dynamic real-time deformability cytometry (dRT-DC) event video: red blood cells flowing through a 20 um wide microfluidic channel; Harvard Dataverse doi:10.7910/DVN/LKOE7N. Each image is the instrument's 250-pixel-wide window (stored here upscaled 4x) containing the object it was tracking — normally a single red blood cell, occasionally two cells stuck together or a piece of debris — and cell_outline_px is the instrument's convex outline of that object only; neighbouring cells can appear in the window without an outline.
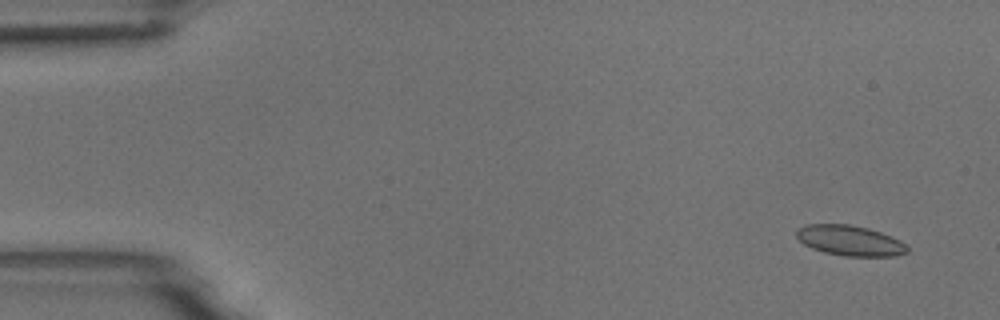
{"species": "common noctule bat (a hibernating species)", "species_latin": "Nyctalus noctula", "temperature_condition": "room temperature", "stored_images_in_passage": 5, "camera_frame_rate_fps": 3000, "um_per_image_px": 0.085, "animal": {"sex": "male", "body_mass_g": 18.8}, "frame": {"image": 1, "passage_image": 1, "time_ms": 0.0, "image_size_px": [1000, 320], "cell_outline_px": [[908, 252], [896, 256], [844, 256], [824, 252], [812, 248], [804, 244], [796, 236], [796, 228], [804, 224], [852, 224], [868, 228], [892, 236], [900, 240], [908, 248]], "centroid_in_image_um": [72.23, 20.44], "position_along_channel_um": 12.8, "area_um2": 19.71}}
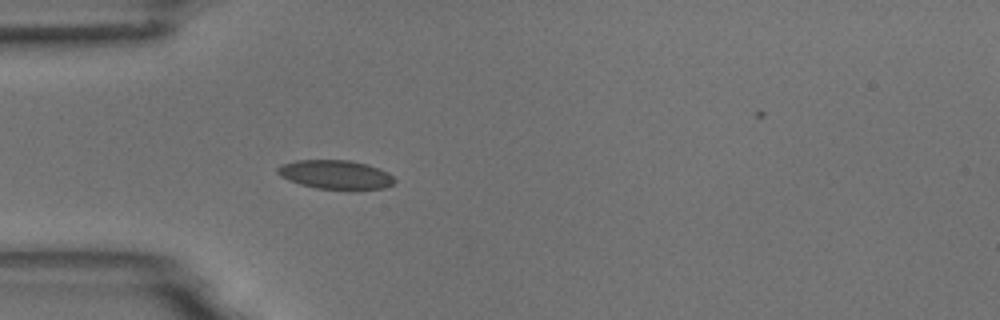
{"frame": {"image": 2, "passage_image": 5, "time_ms": 1.333, "image_size_px": [1000, 320], "cell_outline_px": [[396, 180], [392, 184], [384, 188], [316, 188], [300, 184], [288, 180], [280, 176], [276, 172], [276, 168], [280, 164], [296, 160], [348, 160], [368, 164], [388, 172]], "centroid_in_image_um": [28.47, 14.81], "position_along_channel_um": 56.5, "area_um2": 19.48}}